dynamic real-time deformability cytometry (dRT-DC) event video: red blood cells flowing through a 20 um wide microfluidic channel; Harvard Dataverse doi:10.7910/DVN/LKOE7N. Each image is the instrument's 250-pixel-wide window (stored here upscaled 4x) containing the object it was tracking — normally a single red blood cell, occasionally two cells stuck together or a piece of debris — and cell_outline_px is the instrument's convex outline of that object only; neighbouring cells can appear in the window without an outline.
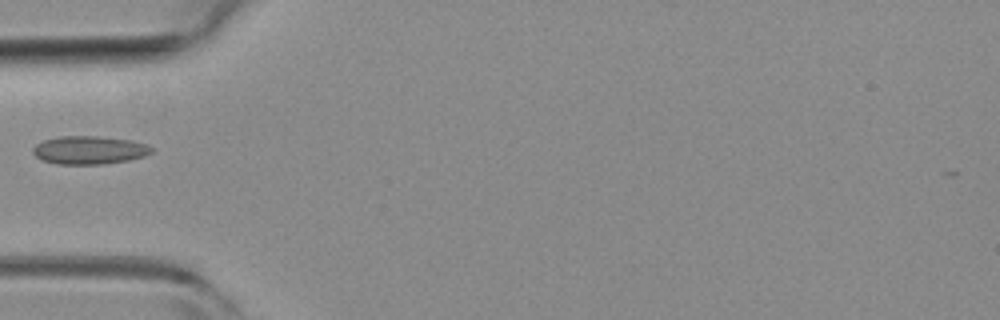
{"species": "common noctule bat (a hibernating species)", "species_latin": "Nyctalus noctula", "temperature_condition": "room temperature", "stored_images_in_passage": 4, "camera_frame_rate_fps": 3000, "um_per_image_px": 0.085, "animal": {"sex": "female", "body_mass_g": 19.3, "forearm_length_mm": 54.1}, "frame": {"image": 1, "passage_image": 4, "time_ms": 1.0, "image_size_px": [1000, 320], "cell_outline_px": [[152, 152], [144, 156], [128, 160], [100, 164], [56, 164], [40, 160], [32, 152], [32, 148], [36, 144], [44, 140], [60, 136], [96, 136], [132, 140], [148, 144], [152, 148]], "centroid_in_image_um": [7.57, 12.75], "position_along_channel_um": 77.4, "area_um2": 19.54}}